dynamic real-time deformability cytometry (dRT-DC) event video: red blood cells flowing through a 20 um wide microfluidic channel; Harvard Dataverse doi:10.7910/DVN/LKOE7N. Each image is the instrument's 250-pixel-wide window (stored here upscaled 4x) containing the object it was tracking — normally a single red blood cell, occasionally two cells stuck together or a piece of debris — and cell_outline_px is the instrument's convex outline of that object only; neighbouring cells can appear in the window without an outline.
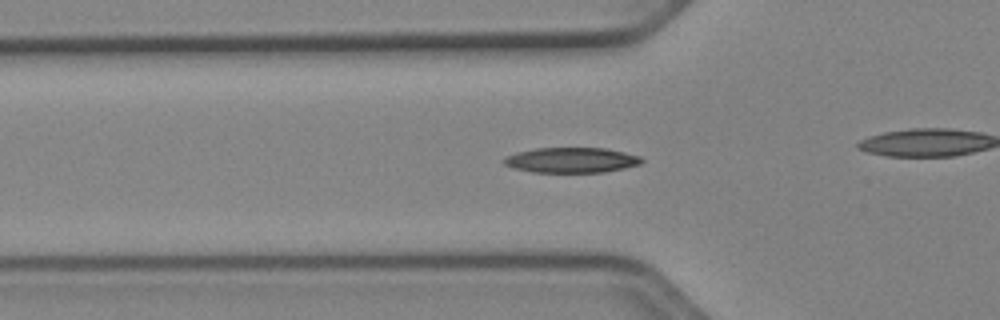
{"species": "Egyptian fruit bat (a non-hibernating species)", "species_latin": "Rousettus aegyptiacus", "temperature_condition": "cold", "stored_images_in_passage": 39, "camera_frame_rate_fps": 3000, "um_per_image_px": 0.085, "animal": {"sex": "female"}, "frame": {"image": 1, "passage_image": 4, "time_ms": 1.0, "image_size_px": [1000, 320], "cell_outline_px": [[644, 160], [640, 164], [624, 168], [604, 172], [532, 172], [512, 168], [504, 164], [500, 160], [516, 152], [536, 148], [604, 148], [624, 152], [640, 156]], "centroid_in_image_um": [48.54, 13.61], "position_along_channel_um": 77.3, "area_um2": 20.29}}
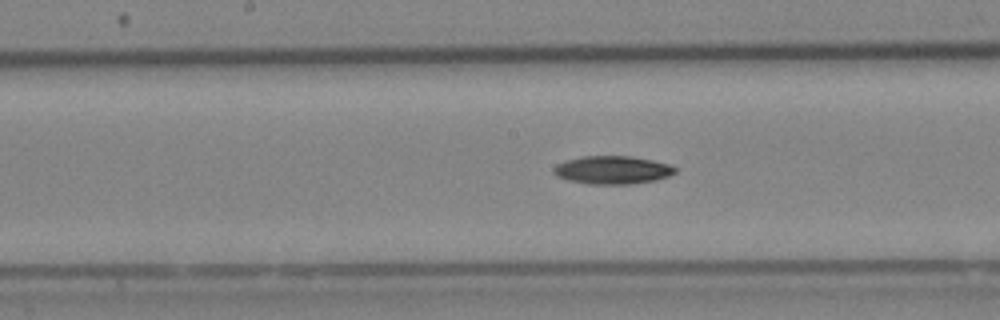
{"frame": {"image": 2, "passage_image": 13, "time_ms": 4.0, "image_size_px": [1000, 320], "cell_outline_px": [[676, 172], [668, 176], [656, 180], [632, 184], [588, 184], [568, 180], [556, 176], [552, 172], [552, 168], [556, 164], [568, 160], [584, 156], [632, 156], [672, 164], [676, 168]], "centroid_in_image_um": [52.07, 14.45], "position_along_channel_um": 196.1, "area_um2": 20.06}}
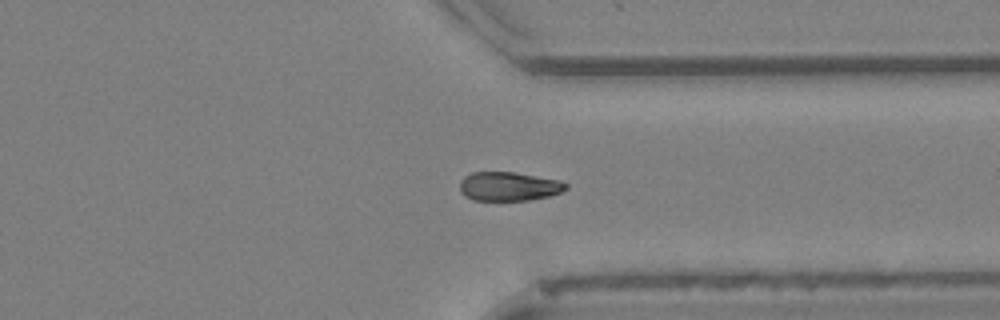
{"frame": {"image": 3, "passage_image": 26, "time_ms": 8.333, "image_size_px": [1000, 320], "cell_outline_px": [[568, 188], [560, 192], [548, 196], [528, 200], [472, 200], [464, 196], [460, 192], [460, 180], [464, 176], [472, 172], [516, 172], [560, 180], [568, 184]], "centroid_in_image_um": [43.23, 15.83], "position_along_channel_um": 368.2, "area_um2": 18.03}, "authors_computed_cell_mechanics": {"area_um2": 18.7272, "velocity_mm_per_s": 3.9587, "shape_relaxation_time_tau1_ms": 5.1677, "shape_relaxation_time_tau2_ms": null, "deformation_change_tau1": 0.1068, "deformation_change_tau2": null}}